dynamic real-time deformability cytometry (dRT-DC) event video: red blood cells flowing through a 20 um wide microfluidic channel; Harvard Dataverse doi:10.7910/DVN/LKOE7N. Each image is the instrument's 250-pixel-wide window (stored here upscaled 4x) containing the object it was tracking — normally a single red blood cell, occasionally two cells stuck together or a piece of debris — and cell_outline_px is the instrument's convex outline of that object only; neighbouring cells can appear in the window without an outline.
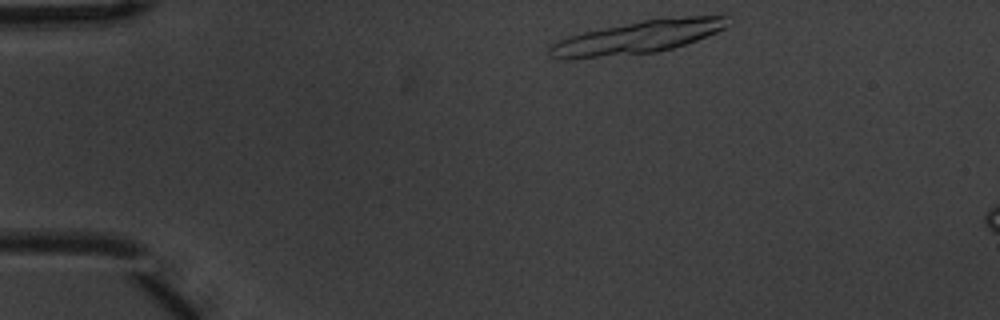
{"species": "common noctule bat (a hibernating species)", "species_latin": "Nyctalus noctula", "temperature_condition": "warm", "stored_images_in_passage": 3, "camera_frame_rate_fps": 3000, "um_per_image_px": 0.085, "animal": {"sex": "male", "body_mass_g": 20.1, "forearm_length_mm": 53.5}, "frame": {"image": 1, "passage_image": 1, "time_ms": 0.0, "image_size_px": [1000, 320], "cell_outline_px": [[724, 28], [716, 32], [696, 40], [672, 48], [656, 52], [572, 60], [560, 60], [548, 56], [548, 44], [568, 36], [584, 32], [660, 16], [724, 16]], "centroid_in_image_um": [54.03, 3.18], "position_along_channel_um": 31.0, "area_um2": 34.28}}